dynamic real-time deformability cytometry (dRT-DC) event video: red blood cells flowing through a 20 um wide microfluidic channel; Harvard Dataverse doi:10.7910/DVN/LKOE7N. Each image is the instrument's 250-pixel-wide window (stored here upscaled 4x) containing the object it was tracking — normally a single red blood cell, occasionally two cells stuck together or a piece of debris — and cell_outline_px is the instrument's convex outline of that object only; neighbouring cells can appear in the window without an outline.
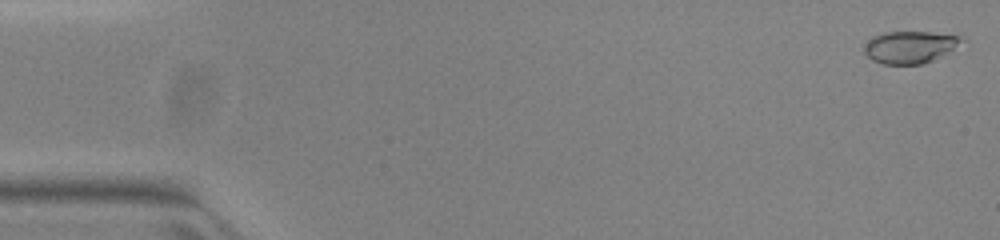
{"species": "common noctule bat (a hibernating species)", "species_latin": "Nyctalus noctula", "temperature_condition": "warm", "stored_images_in_passage": 51, "camera_frame_rate_fps": 3000, "um_per_image_px": 0.085, "animal": {"sex": "female", "body_mass_g": 23.0, "forearm_length_mm": 53.4}, "frame": {"image": 1, "passage_image": 1, "time_ms": 0.0, "image_size_px": [1000, 240], "cell_outline_px": [[964, 40], [940, 56], [932, 60], [920, 64], [884, 64], [872, 60], [864, 52], [864, 44], [872, 36], [884, 32], [932, 32], [960, 36]], "centroid_in_image_um": [77.27, 3.99], "position_along_channel_um": 7.7, "area_um2": 17.98}}
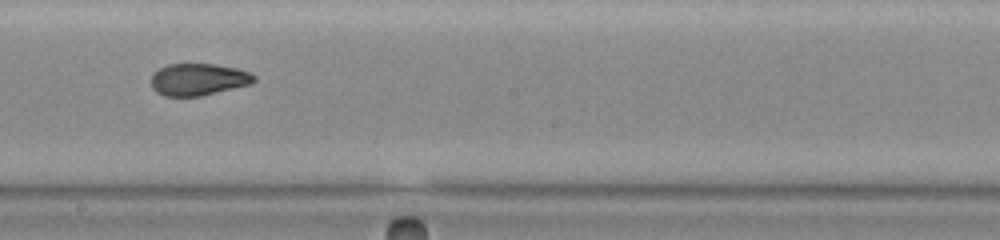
{"frame": {"image": 2, "passage_image": 29, "time_ms": 9.333, "image_size_px": [1000, 240], "cell_outline_px": [[256, 80], [252, 84], [200, 96], [164, 96], [156, 92], [152, 88], [152, 76], [160, 68], [168, 64], [212, 64], [236, 68], [248, 72], [256, 76]], "centroid_in_image_um": [16.87, 6.76], "position_along_channel_um": 231.3, "area_um2": 19.07}}
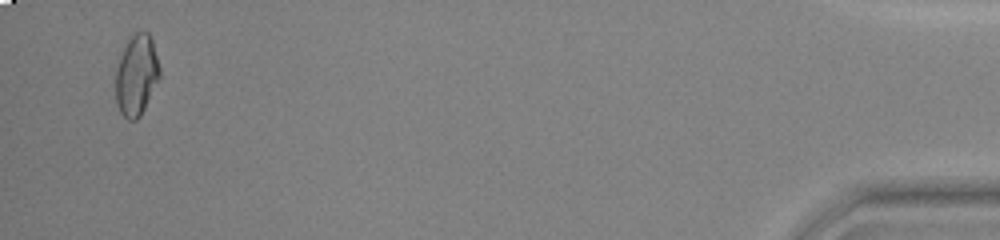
{"frame": {"image": 3, "passage_image": 50, "time_ms": 16.333, "image_size_px": [1000, 240], "cell_outline_px": [[160, 76], [140, 116], [136, 120], [128, 120], [120, 112], [116, 104], [116, 68], [120, 56], [128, 36], [136, 32], [148, 32], [152, 40], [160, 68]], "centroid_in_image_um": [11.58, 6.37], "position_along_channel_um": 423.6, "area_um2": 20.69}, "authors_computed_cell_mechanics": {"area_um2": 19.652, "velocity_mm_per_s": 3.9919, "shape_relaxation_time_tau1_ms": null, "shape_relaxation_time_tau2_ms": 1.6442, "deformation_change_tau1": null, "deformation_change_tau2": 0.0473}}